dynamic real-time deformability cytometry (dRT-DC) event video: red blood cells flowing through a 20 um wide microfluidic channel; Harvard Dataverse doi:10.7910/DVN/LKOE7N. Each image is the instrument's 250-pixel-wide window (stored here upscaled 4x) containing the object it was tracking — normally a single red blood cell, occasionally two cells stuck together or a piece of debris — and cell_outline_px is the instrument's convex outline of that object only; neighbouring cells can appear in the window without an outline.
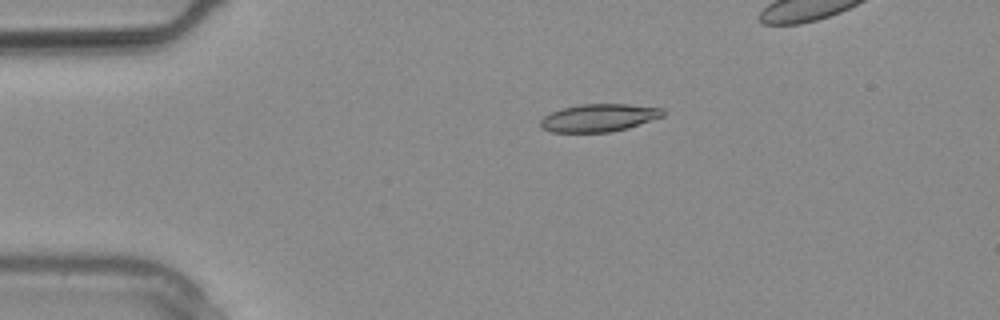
{"species": "common noctule bat (a hibernating species)", "species_latin": "Nyctalus noctula", "temperature_condition": "warm", "stored_images_in_passage": 3, "camera_frame_rate_fps": 3000, "um_per_image_px": 0.085, "animal": {"sex": "male", "body_mass_g": 20.4}, "frame": {"image": 1, "passage_image": 1, "time_ms": 0.0, "image_size_px": [1000, 320], "cell_outline_px": [[664, 116], [628, 128], [612, 132], [552, 132], [540, 128], [540, 120], [544, 116], [560, 108], [580, 104], [628, 104], [664, 108]], "centroid_in_image_um": [50.9, 10.01], "position_along_channel_um": 34.1, "area_um2": 19.94}}